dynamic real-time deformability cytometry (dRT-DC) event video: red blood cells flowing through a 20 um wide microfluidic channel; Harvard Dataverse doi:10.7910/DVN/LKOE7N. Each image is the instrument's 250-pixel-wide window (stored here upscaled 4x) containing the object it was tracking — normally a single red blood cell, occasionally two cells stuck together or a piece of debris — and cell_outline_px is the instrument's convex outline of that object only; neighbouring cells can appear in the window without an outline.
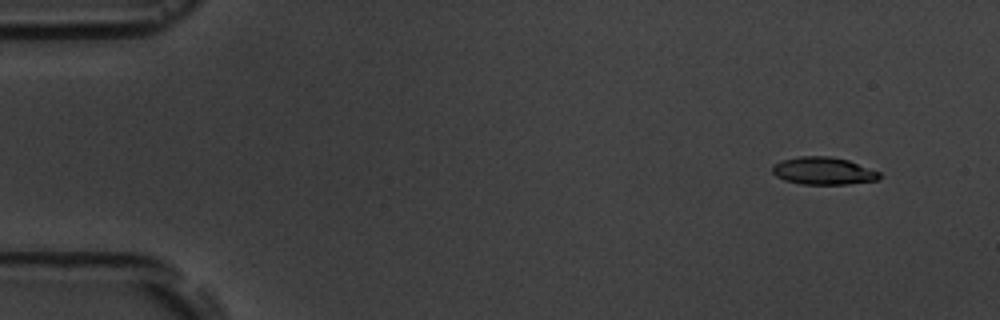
{"species": "common noctule bat (a hibernating species)", "species_latin": "Nyctalus noctula", "temperature_condition": "room temperature", "stored_images_in_passage": 5, "camera_frame_rate_fps": 3000, "um_per_image_px": 0.085, "animal": {"sex": "male", "body_mass_g": 19.5, "forearm_length_mm": 54.6}, "frame": {"image": 1, "passage_image": 1, "time_ms": 0.0, "image_size_px": [1000, 320], "cell_outline_px": [[880, 180], [848, 184], [800, 184], [784, 180], [776, 176], [772, 172], [772, 164], [780, 160], [800, 156], [832, 156], [848, 160], [880, 172]], "centroid_in_image_um": [69.96, 14.52], "position_along_channel_um": 15.0, "area_um2": 17.34}}
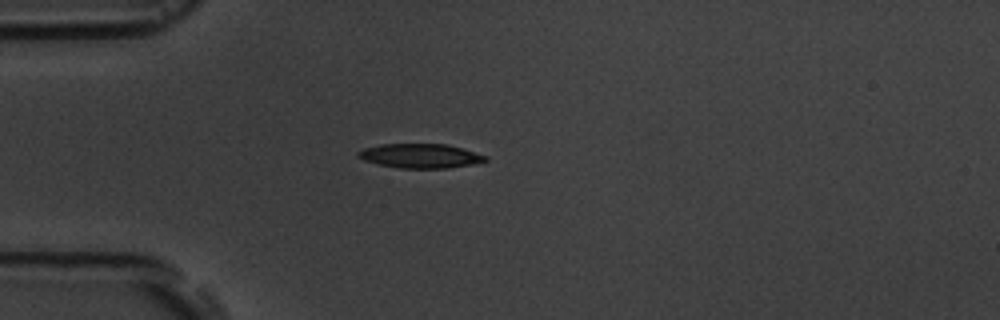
{"frame": {"image": 2, "passage_image": 4, "time_ms": 3.667, "image_size_px": [1000, 320], "cell_outline_px": [[488, 160], [472, 164], [448, 168], [400, 168], [376, 164], [364, 160], [356, 156], [356, 152], [364, 148], [380, 144], [444, 144], [464, 148], [488, 156]], "centroid_in_image_um": [35.72, 13.25], "position_along_channel_um": 49.3, "area_um2": 18.15}}